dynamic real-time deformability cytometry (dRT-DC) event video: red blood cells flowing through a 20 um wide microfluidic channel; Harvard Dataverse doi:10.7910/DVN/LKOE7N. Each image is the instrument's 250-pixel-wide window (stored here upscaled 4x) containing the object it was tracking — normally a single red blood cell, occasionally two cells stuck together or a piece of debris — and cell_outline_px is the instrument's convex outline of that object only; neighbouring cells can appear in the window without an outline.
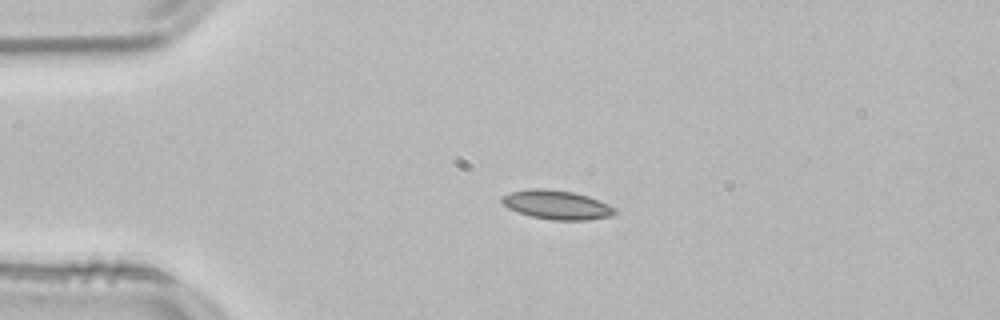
{"species": "common noctule bat (a hibernating species)", "species_latin": "Nyctalus noctula", "temperature_condition": "room temperature", "stored_images_in_passage": 42, "camera_frame_rate_fps": 3000, "um_per_image_px": 0.085, "animal": {"sex": "male", "body_mass_g": 21.5, "forearm_length_mm": 52.0}, "frame": {"image": 1, "passage_image": 1, "time_ms": 0.0, "image_size_px": [1000, 320], "cell_outline_px": [[616, 212], [612, 216], [588, 220], [552, 220], [532, 216], [508, 208], [500, 200], [500, 196], [508, 192], [528, 188], [544, 188], [572, 192], [588, 196], [608, 204], [616, 208]], "centroid_in_image_um": [47.3, 17.4], "position_along_channel_um": 37.7, "area_um2": 19.19}}
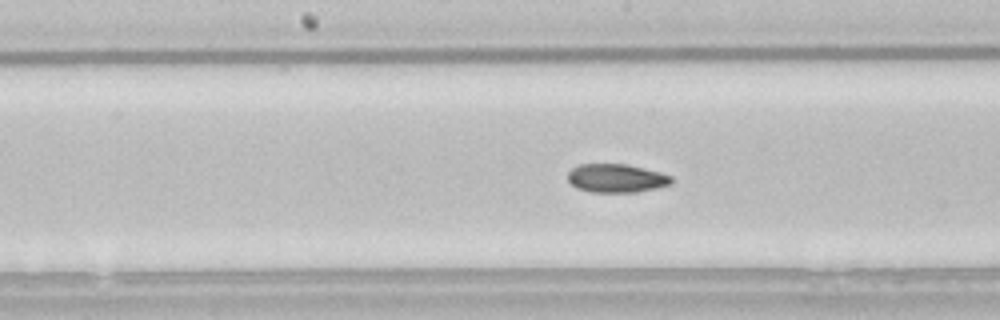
{"frame": {"image": 2, "passage_image": 16, "time_ms": 5.0, "image_size_px": [1000, 320], "cell_outline_px": [[672, 184], [656, 188], [636, 192], [592, 192], [576, 188], [568, 180], [568, 172], [572, 168], [580, 164], [628, 164], [660, 172], [672, 176]], "centroid_in_image_um": [52.4, 15.14], "position_along_channel_um": 195.8, "area_um2": 17.28}}
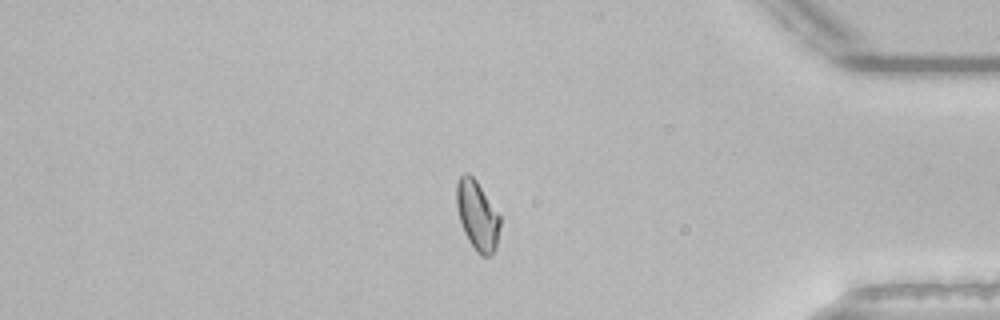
{"frame": {"image": 3, "passage_image": 34, "time_ms": 11.0, "image_size_px": [1000, 320], "cell_outline_px": [[500, 224], [496, 248], [492, 256], [480, 256], [476, 252], [468, 240], [464, 232], [456, 208], [456, 184], [460, 176], [464, 172], [468, 172], [476, 180], [500, 216]], "centroid_in_image_um": [40.56, 18.33], "position_along_channel_um": 394.6, "area_um2": 17.69}, "authors_computed_cell_mechanics": {"area_um2": 17.6868, "velocity_mm_per_s": 3.8209, "shape_relaxation_time_tau1_ms": null, "shape_relaxation_time_tau2_ms": 7.4552, "deformation_change_tau1": null, "deformation_change_tau2": 0.1117}}